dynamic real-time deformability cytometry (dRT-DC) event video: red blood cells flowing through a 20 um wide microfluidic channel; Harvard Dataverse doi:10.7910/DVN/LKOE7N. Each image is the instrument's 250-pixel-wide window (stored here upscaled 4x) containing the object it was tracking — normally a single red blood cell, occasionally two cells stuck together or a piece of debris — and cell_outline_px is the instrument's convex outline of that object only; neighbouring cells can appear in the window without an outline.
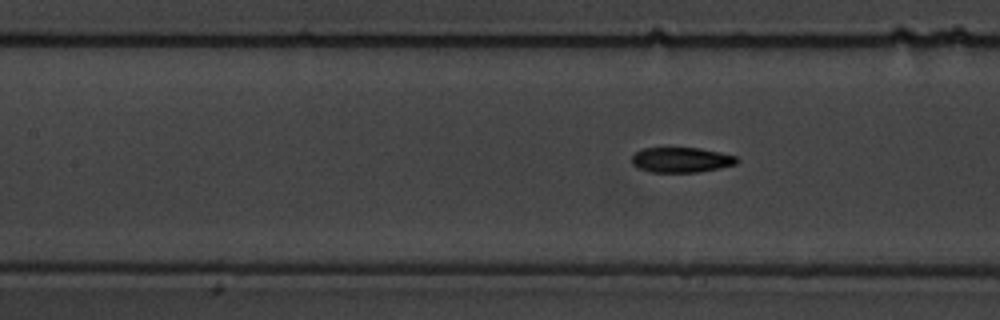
{"species": "common noctule bat (a hibernating species)", "species_latin": "Nyctalus noctula", "temperature_condition": "warm", "stored_images_in_passage": 8, "segment_of_instrument_passage": [2, 2], "camera_frame_rate_fps": 3000, "um_per_image_px": 0.085, "animal": {"sex": "male", "body_mass_g": 19.5, "forearm_length_mm": 54.6}, "frame": {"image": 1, "passage_image": 8, "time_ms": 8.333, "image_size_px": [1000, 320], "cell_outline_px": [[740, 160], [736, 164], [720, 168], [696, 172], [652, 172], [640, 168], [632, 164], [632, 156], [636, 152], [644, 148], [700, 148], [720, 152], [736, 156]], "centroid_in_image_um": [57.94, 13.58], "position_along_channel_um": 149.5, "area_um2": 15.32}}